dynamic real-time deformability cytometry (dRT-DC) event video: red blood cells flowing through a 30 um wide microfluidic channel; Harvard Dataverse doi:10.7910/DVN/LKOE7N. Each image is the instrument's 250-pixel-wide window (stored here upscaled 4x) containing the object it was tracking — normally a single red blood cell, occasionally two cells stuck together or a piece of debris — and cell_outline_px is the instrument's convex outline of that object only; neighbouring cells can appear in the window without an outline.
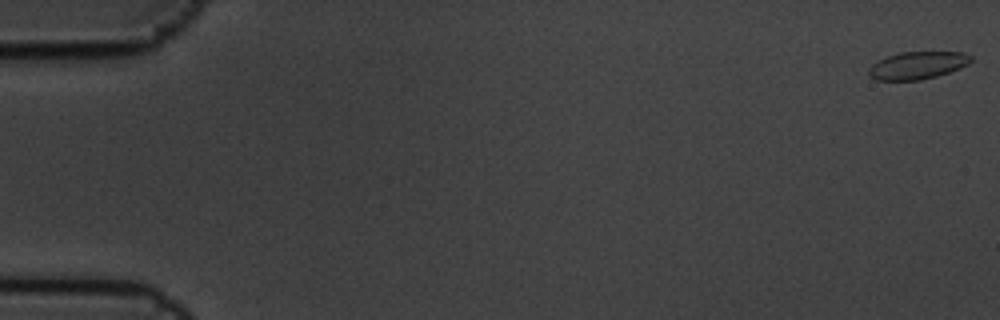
{"species": "common noctule bat (a hibernating species)", "species_latin": "Nyctalus noctula", "temperature_condition": "cold", "stored_images_in_passage": 5, "camera_frame_rate_fps": 3000, "um_per_image_px": 0.085, "animal": {"sex": "male", "body_mass_g": 19.5, "forearm_length_mm": 54.6}, "frame": {"image": 1, "passage_image": 1, "time_ms": 0.0, "image_size_px": [1000, 320], "cell_outline_px": [[972, 60], [968, 64], [960, 68], [936, 76], [920, 80], [876, 80], [868, 76], [868, 68], [872, 64], [888, 56], [900, 52], [964, 52], [972, 56]], "centroid_in_image_um": [77.98, 5.55], "position_along_channel_um": 7.0, "area_um2": 16.36}}
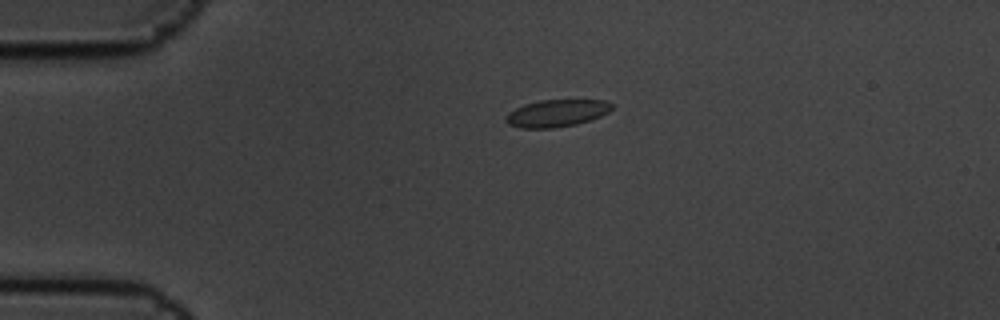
{"frame": {"image": 2, "passage_image": 4, "time_ms": 1.0, "image_size_px": [1000, 320], "cell_outline_px": [[612, 108], [608, 112], [600, 116], [576, 124], [556, 128], [520, 128], [508, 124], [504, 120], [508, 112], [524, 104], [540, 100], [604, 100], [612, 104]], "centroid_in_image_um": [47.28, 9.62], "position_along_channel_um": 37.7, "area_um2": 16.76}}